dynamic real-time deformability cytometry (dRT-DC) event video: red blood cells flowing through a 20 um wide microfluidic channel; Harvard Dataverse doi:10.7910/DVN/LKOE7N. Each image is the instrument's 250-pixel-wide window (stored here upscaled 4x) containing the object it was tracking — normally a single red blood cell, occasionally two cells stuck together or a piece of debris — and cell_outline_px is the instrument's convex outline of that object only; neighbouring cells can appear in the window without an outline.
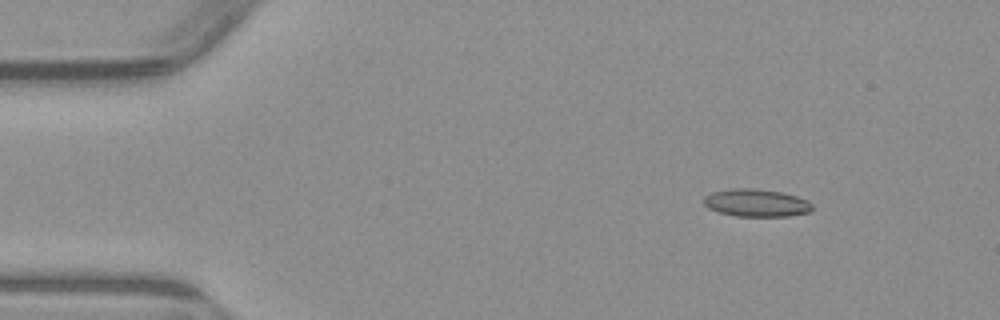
{"species": "common noctule bat (a hibernating species)", "species_latin": "Nyctalus noctula", "temperature_condition": "warm", "stored_images_in_passage": 6, "camera_frame_rate_fps": 3000, "um_per_image_px": 0.085, "animal": {"sex": "male", "body_mass_g": 23.1, "forearm_length_mm": 52.7}, "frame": {"image": 1, "passage_image": 2, "time_ms": 1.333, "image_size_px": [1000, 320], "cell_outline_px": [[812, 208], [808, 212], [788, 216], [736, 216], [720, 212], [708, 208], [704, 204], [704, 196], [712, 192], [732, 188], [756, 188], [780, 192], [796, 196], [808, 200], [812, 204]], "centroid_in_image_um": [64.27, 17.23], "position_along_channel_um": 20.7, "area_um2": 17.4}}
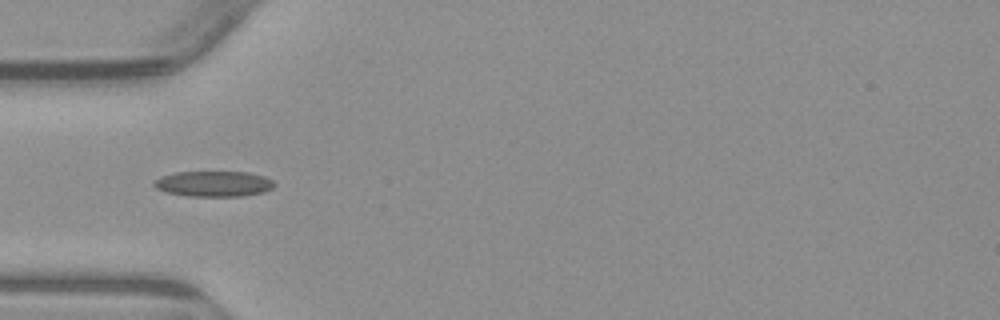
{"frame": {"image": 2, "passage_image": 5, "time_ms": 4.667, "image_size_px": [1000, 320], "cell_outline_px": [[276, 184], [272, 188], [264, 192], [244, 196], [188, 196], [164, 192], [156, 188], [152, 184], [152, 180], [160, 176], [176, 172], [248, 172], [264, 176], [272, 180]], "centroid_in_image_um": [18.13, 15.62], "position_along_channel_um": 66.9, "area_um2": 18.15}}
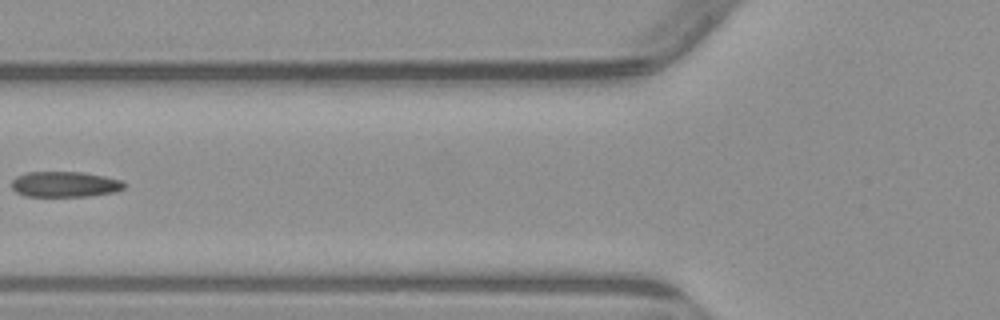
{"frame": {"image": 3, "passage_image": 6, "time_ms": 6.0, "image_size_px": [1000, 320], "cell_outline_px": [[128, 184], [124, 188], [116, 192], [88, 196], [24, 196], [16, 192], [12, 188], [12, 180], [16, 176], [28, 172], [84, 172], [124, 180]], "centroid_in_image_um": [5.56, 15.66], "position_along_channel_um": 120.2, "area_um2": 16.99}}